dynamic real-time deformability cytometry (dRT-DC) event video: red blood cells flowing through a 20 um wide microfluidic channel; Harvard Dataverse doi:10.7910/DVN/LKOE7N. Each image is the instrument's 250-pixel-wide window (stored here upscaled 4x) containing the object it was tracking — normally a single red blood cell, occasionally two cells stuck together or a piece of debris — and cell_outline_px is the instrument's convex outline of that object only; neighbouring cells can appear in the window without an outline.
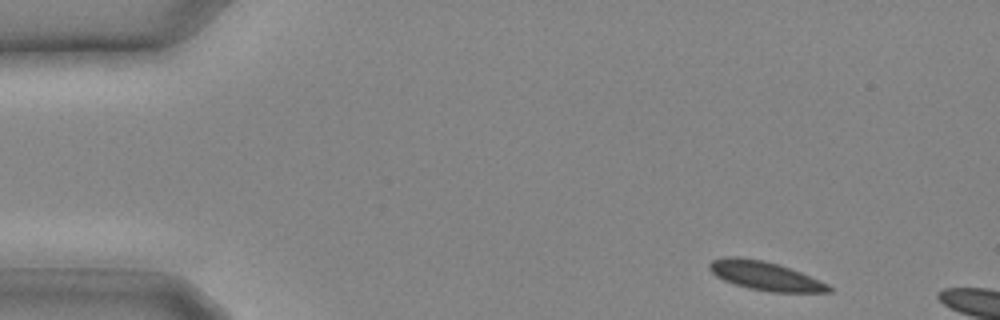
{"species": "common noctule bat (a hibernating species)", "species_latin": "Nyctalus noctula", "temperature_condition": "cold", "stored_images_in_passage": 3, "camera_frame_rate_fps": 3000, "um_per_image_px": 0.085, "animal": {"sex": "male", "body_mass_g": 20.4}, "frame": {"image": 1, "passage_image": 1, "time_ms": 0.0, "image_size_px": [1000, 320], "cell_outline_px": [[832, 292], [772, 292], [748, 288], [724, 280], [716, 276], [708, 268], [708, 264], [712, 260], [724, 256], [740, 256], [764, 260], [780, 264], [800, 272], [828, 284], [832, 288]], "centroid_in_image_um": [65.01, 23.42], "position_along_channel_um": 20.0, "area_um2": 20.11}}